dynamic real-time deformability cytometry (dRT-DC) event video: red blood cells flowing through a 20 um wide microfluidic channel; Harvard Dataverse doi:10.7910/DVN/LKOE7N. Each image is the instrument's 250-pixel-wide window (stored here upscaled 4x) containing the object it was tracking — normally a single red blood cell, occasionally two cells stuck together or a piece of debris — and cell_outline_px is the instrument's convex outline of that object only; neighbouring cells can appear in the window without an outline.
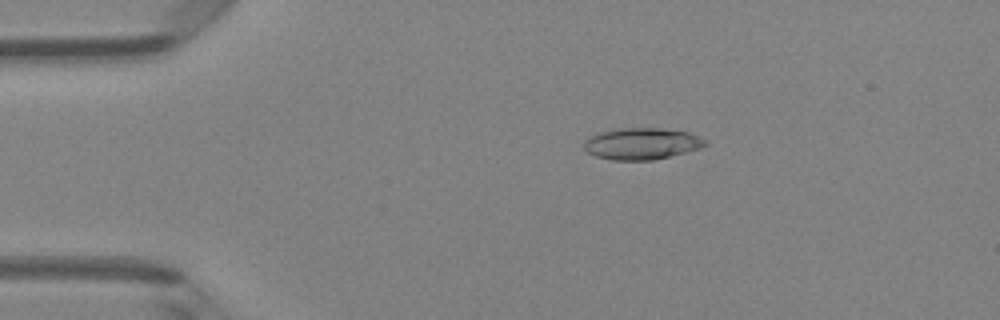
{"species": "Egyptian fruit bat (a non-hibernating species)", "species_latin": "Rousettus aegyptiacus", "temperature_condition": "room temperature", "stored_images_in_passage": 43, "camera_frame_rate_fps": 3000, "um_per_image_px": 0.085, "animal": {"sex": "female"}, "frame": {"image": 1, "passage_image": 4, "time_ms": 1.0, "image_size_px": [1000, 320], "cell_outline_px": [[708, 144], [700, 148], [652, 160], [612, 160], [596, 156], [588, 152], [584, 148], [584, 140], [600, 132], [616, 128], [660, 128], [688, 132], [704, 140]], "centroid_in_image_um": [54.51, 12.21], "position_along_channel_um": 30.5, "area_um2": 22.02}}
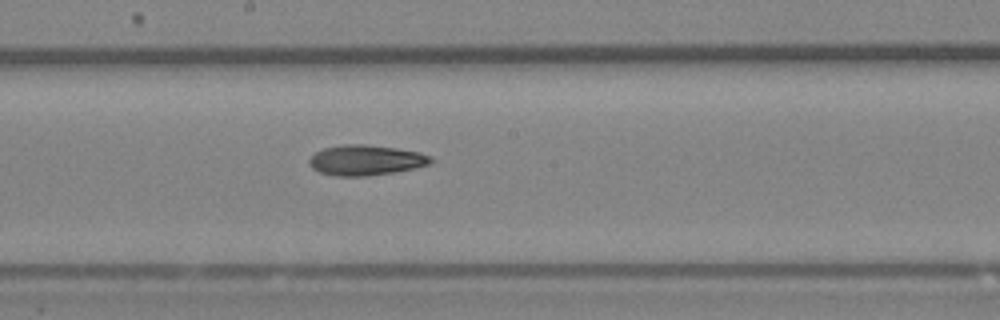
{"frame": {"image": 2, "passage_image": 21, "time_ms": 6.667, "image_size_px": [1000, 320], "cell_outline_px": [[436, 160], [432, 164], [416, 168], [396, 172], [368, 176], [332, 176], [320, 172], [312, 168], [308, 164], [308, 160], [316, 152], [324, 148], [344, 144], [364, 144], [396, 148], [420, 152], [432, 156]], "centroid_in_image_um": [31.15, 13.62], "position_along_channel_um": 217.1, "area_um2": 21.85}}
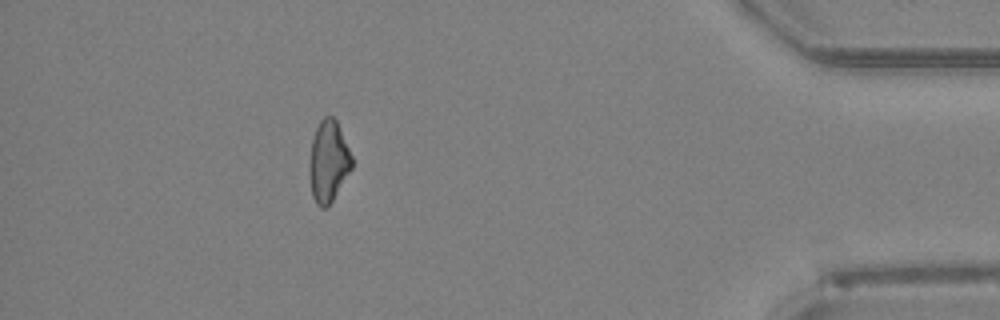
{"frame": {"image": 3, "passage_image": 38, "time_ms": 12.333, "image_size_px": [1000, 320], "cell_outline_px": [[352, 168], [328, 208], [320, 208], [316, 204], [312, 196], [308, 176], [308, 164], [312, 140], [316, 128], [320, 120], [324, 116], [332, 116], [336, 120], [352, 156]], "centroid_in_image_um": [27.88, 13.76], "position_along_channel_um": 407.3, "area_um2": 20.4}, "authors_computed_cell_mechanics": {"area_um2": 20.9814, "velocity_mm_per_s": 4.2411, "shape_relaxation_time_tau1_ms": 5.0819, "shape_relaxation_time_tau2_ms": 9.4768, "deformation_change_tau1": 0.1632, "deformation_change_tau2": 0.2125}}